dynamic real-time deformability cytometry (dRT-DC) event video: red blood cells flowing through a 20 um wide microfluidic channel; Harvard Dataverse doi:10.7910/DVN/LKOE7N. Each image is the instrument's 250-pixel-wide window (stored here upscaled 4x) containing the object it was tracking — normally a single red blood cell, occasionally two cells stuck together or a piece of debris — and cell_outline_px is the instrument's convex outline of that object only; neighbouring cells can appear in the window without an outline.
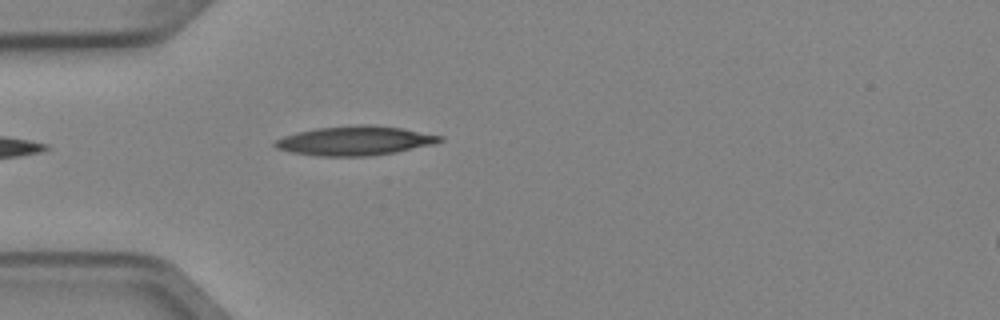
{"species": "Egyptian fruit bat (a non-hibernating species)", "species_latin": "Rousettus aegyptiacus", "temperature_condition": "cold", "stored_images_in_passage": 1, "camera_frame_rate_fps": 3000, "um_per_image_px": 0.085, "animal": {"sex": "female"}, "frame": {"image": 1, "passage_image": 1, "time_ms": 0.0, "image_size_px": [1000, 320], "cell_outline_px": [[444, 140], [432, 144], [396, 152], [368, 156], [316, 156], [292, 152], [276, 148], [272, 144], [276, 140], [284, 136], [296, 132], [316, 128], [356, 124], [372, 124], [400, 128], [444, 136]], "centroid_in_image_um": [30.15, 11.95], "position_along_channel_um": 54.8, "area_um2": 28.15}}